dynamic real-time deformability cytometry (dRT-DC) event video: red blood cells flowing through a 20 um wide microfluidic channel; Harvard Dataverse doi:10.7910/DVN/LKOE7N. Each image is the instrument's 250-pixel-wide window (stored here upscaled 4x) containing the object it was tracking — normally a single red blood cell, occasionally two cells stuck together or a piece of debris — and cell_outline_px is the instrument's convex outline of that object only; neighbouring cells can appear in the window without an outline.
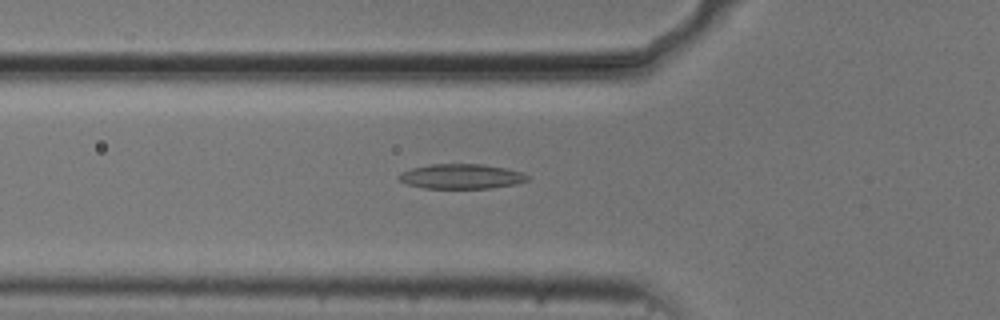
{"species": "common noctule bat (a hibernating species)", "species_latin": "Nyctalus noctula", "temperature_condition": "cold", "stored_images_in_passage": 54, "camera_frame_rate_fps": 3000, "um_per_image_px": 0.085, "animal": {"sex": "male", "body_mass_g": 20.5, "forearm_length_mm": 52.5}, "frame": {"image": 1, "passage_image": 19, "time_ms": 6.0, "image_size_px": [1000, 320], "cell_outline_px": [[528, 180], [512, 184], [492, 188], [424, 188], [408, 184], [400, 180], [396, 176], [400, 172], [412, 168], [432, 164], [484, 164], [504, 168], [520, 172], [528, 176]], "centroid_in_image_um": [39.16, 14.99], "position_along_channel_um": 86.6, "area_um2": 18.38}}
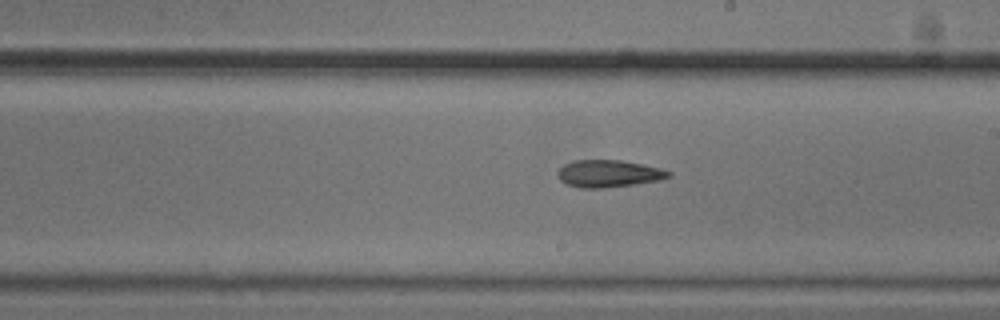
{"frame": {"image": 2, "passage_image": 31, "time_ms": 10.0, "image_size_px": [1000, 320], "cell_outline_px": [[672, 176], [660, 180], [604, 188], [580, 188], [568, 184], [560, 180], [556, 172], [564, 164], [572, 160], [620, 160], [660, 168], [672, 172]], "centroid_in_image_um": [51.72, 14.75], "position_along_channel_um": 237.3, "area_um2": 17.51}}
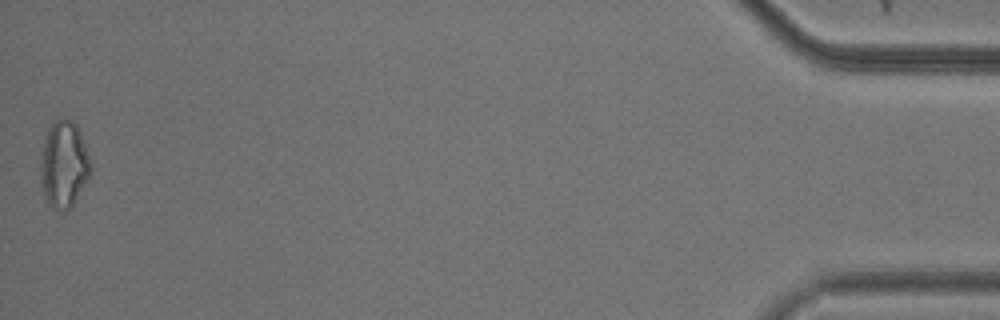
{"frame": {"image": 3, "passage_image": 54, "time_ms": 17.667, "image_size_px": [1000, 320], "cell_outline_px": [[92, 172], [88, 180], [72, 204], [64, 212], [52, 208], [44, 200], [40, 160], [44, 140], [48, 128], [56, 116], [72, 120], [76, 124], [84, 140], [92, 160]], "centroid_in_image_um": [5.45, 13.93], "position_along_channel_um": 429.7, "area_um2": 25.78}, "authors_computed_cell_mechanics": {"area_um2": 18.4093, "velocity_mm_per_s": 3.7439, "shape_relaxation_time_tau1_ms": 4.6745, "shape_relaxation_time_tau2_ms": 6.5362, "deformation_change_tau1": 0.1128, "deformation_change_tau2": 0.1744}}